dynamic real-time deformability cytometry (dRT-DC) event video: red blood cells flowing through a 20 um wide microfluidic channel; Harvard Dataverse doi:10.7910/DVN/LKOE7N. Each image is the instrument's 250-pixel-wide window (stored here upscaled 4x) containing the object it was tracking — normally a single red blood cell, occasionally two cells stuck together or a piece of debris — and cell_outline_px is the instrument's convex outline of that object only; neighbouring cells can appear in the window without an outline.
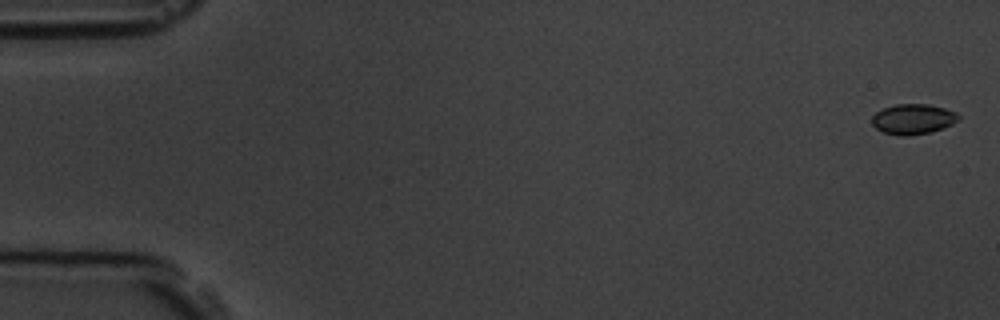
{"species": "common noctule bat (a hibernating species)", "species_latin": "Nyctalus noctula", "temperature_condition": "room temperature", "stored_images_in_passage": 15, "camera_frame_rate_fps": 3000, "um_per_image_px": 0.085, "animal": {"sex": "male", "body_mass_g": 19.5, "forearm_length_mm": 54.6}, "frame": {"image": 1, "passage_image": 1, "time_ms": 0.0, "image_size_px": [1000, 320], "cell_outline_px": [[960, 120], [952, 124], [932, 132], [908, 136], [904, 136], [884, 132], [876, 128], [872, 124], [872, 116], [876, 112], [884, 108], [896, 104], [928, 104], [944, 108], [956, 112], [960, 116]], "centroid_in_image_um": [77.63, 10.12], "position_along_channel_um": 7.4, "area_um2": 15.26}}
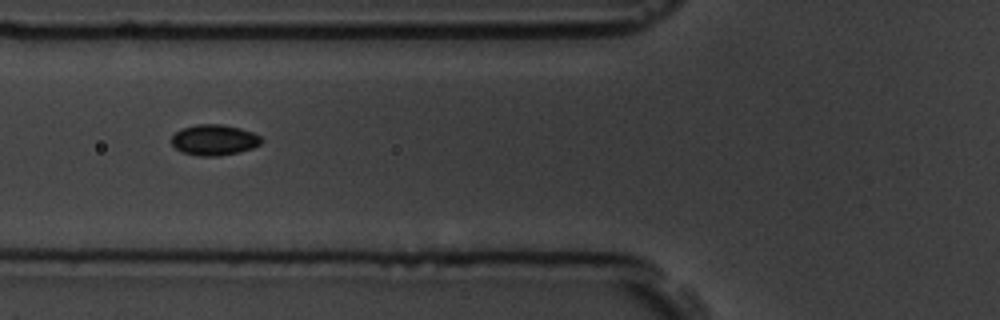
{"frame": {"image": 2, "passage_image": 6, "time_ms": 6.667, "image_size_px": [1000, 320], "cell_outline_px": [[264, 140], [260, 144], [252, 148], [240, 152], [220, 156], [200, 156], [184, 152], [176, 148], [172, 144], [172, 136], [176, 132], [184, 128], [196, 124], [220, 124], [240, 128], [252, 132], [260, 136]], "centroid_in_image_um": [18.24, 11.9], "position_along_channel_um": 107.6, "area_um2": 16.01}}
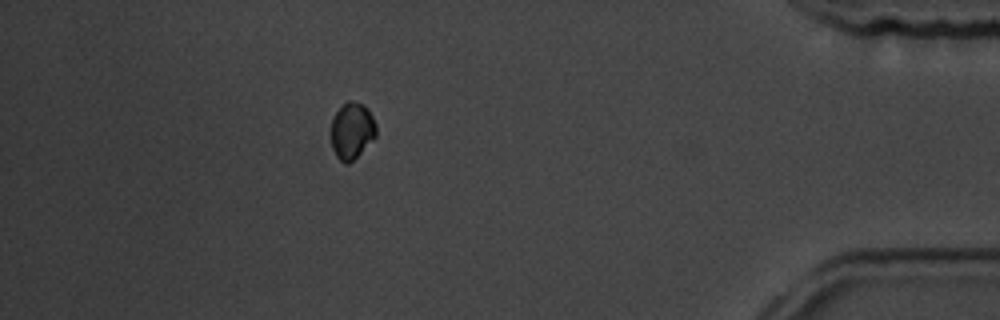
{"frame": {"image": 3, "passage_image": 14, "time_ms": 16.0, "image_size_px": [1000, 320], "cell_outline_px": [[376, 136], [348, 164], [344, 164], [336, 156], [332, 148], [332, 120], [336, 112], [344, 100], [352, 100], [364, 104], [368, 108], [376, 124]], "centroid_in_image_um": [29.91, 11.06], "position_along_channel_um": 405.3, "area_um2": 14.85}}